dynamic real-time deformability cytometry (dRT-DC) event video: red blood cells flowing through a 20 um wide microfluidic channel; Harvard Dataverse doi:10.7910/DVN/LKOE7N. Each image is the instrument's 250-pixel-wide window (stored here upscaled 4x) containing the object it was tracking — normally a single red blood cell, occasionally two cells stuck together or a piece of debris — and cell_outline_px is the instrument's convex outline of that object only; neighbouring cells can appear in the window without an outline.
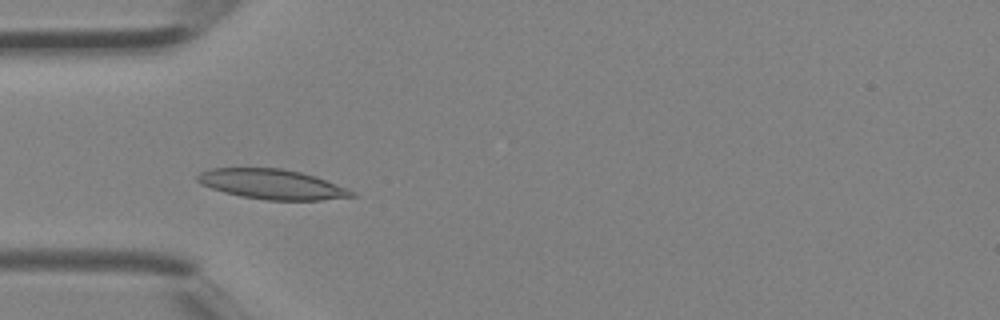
{"species": "Egyptian fruit bat (a non-hibernating species)", "species_latin": "Rousettus aegyptiacus", "temperature_condition": "room temperature", "stored_images_in_passage": 2, "camera_frame_rate_fps": 3000, "um_per_image_px": 0.085, "animal": {"sex": "female"}, "frame": {"image": 1, "passage_image": 2, "time_ms": 0.333, "image_size_px": [1000, 320], "cell_outline_px": [[356, 196], [320, 200], [268, 200], [240, 196], [224, 192], [200, 184], [196, 180], [196, 176], [200, 172], [208, 168], [280, 168], [300, 172], [348, 188], [356, 192]], "centroid_in_image_um": [23.08, 15.66], "position_along_channel_um": 61.9, "area_um2": 26.76}}